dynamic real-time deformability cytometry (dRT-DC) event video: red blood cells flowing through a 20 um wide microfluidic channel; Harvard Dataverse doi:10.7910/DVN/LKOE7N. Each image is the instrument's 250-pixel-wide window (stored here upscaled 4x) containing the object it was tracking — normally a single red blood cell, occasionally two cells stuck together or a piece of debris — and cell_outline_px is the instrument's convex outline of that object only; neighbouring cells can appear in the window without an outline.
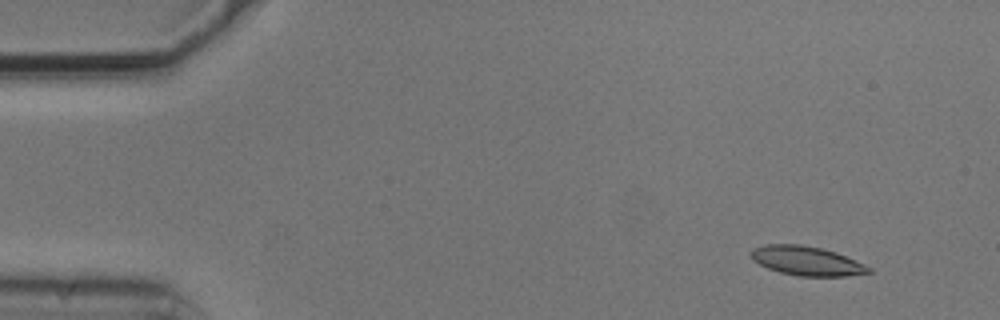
{"species": "common noctule bat (a hibernating species)", "species_latin": "Nyctalus noctula", "temperature_condition": "cold", "stored_images_in_passage": 4, "camera_frame_rate_fps": 3000, "um_per_image_px": 0.085, "animal": {"sex": "male", "body_mass_g": 20.5, "forearm_length_mm": 52.5}, "frame": {"image": 1, "passage_image": 1, "time_ms": 0.0, "image_size_px": [1000, 320], "cell_outline_px": [[872, 272], [848, 276], [796, 276], [780, 272], [768, 268], [752, 260], [752, 248], [764, 244], [800, 244], [820, 248], [836, 252], [864, 264], [872, 268]], "centroid_in_image_um": [68.57, 22.17], "position_along_channel_um": 16.4, "area_um2": 20.0}}
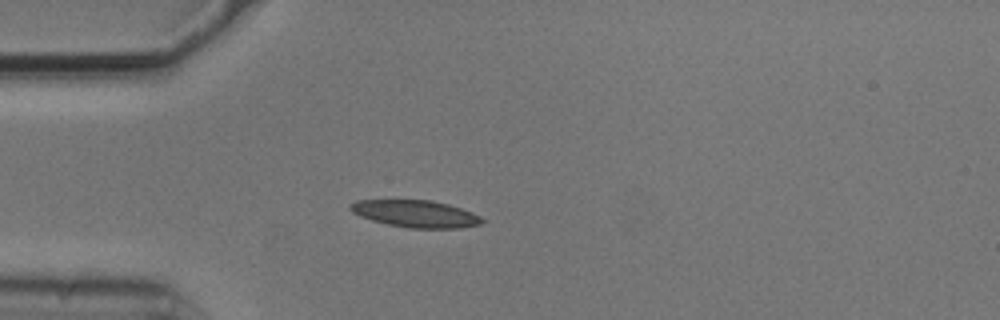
{"frame": {"image": 2, "passage_image": 4, "time_ms": 1.0, "image_size_px": [1000, 320], "cell_outline_px": [[484, 224], [460, 228], [408, 228], [388, 224], [372, 220], [360, 216], [352, 212], [348, 208], [348, 204], [356, 200], [432, 200], [448, 204], [472, 212], [480, 216], [484, 220]], "centroid_in_image_um": [35.33, 18.17], "position_along_channel_um": 49.7, "area_um2": 20.92}}